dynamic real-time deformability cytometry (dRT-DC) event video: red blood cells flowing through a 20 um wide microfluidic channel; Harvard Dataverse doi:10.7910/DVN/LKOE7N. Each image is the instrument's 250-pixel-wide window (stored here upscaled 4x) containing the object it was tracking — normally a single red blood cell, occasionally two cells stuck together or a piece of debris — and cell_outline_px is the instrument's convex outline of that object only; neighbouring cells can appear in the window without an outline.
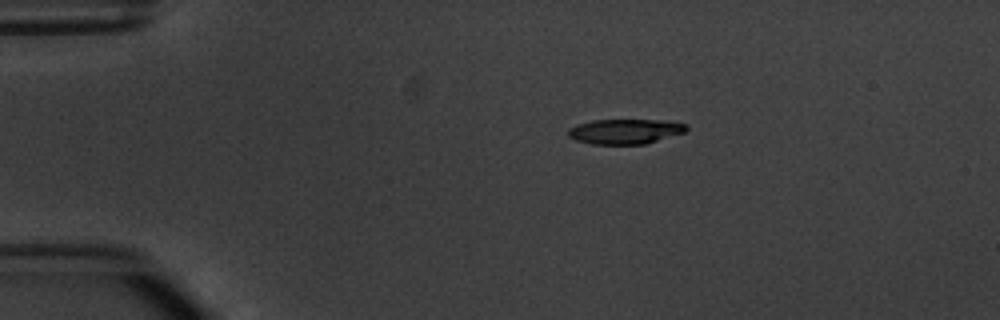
{"species": "common noctule bat (a hibernating species)", "species_latin": "Nyctalus noctula", "temperature_condition": "warm", "stored_images_in_passage": 3, "camera_frame_rate_fps": 3000, "um_per_image_px": 0.085, "animal": {"sex": "male", "body_mass_g": 20.1, "forearm_length_mm": 53.5}, "frame": {"image": 1, "passage_image": 1, "time_ms": 0.0, "image_size_px": [1000, 320], "cell_outline_px": [[688, 128], [684, 132], [644, 144], [592, 144], [576, 140], [568, 136], [568, 128], [576, 124], [592, 120], [660, 120], [684, 124]], "centroid_in_image_um": [53.06, 11.17], "position_along_channel_um": 31.9, "area_um2": 16.99}}
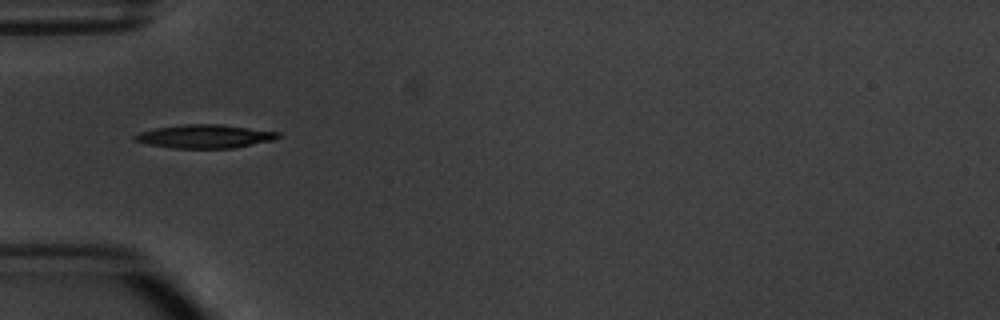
{"frame": {"image": 2, "passage_image": 3, "time_ms": 2.333, "image_size_px": [1000, 320], "cell_outline_px": [[280, 136], [276, 140], [232, 148], [172, 148], [148, 144], [132, 140], [132, 136], [136, 132], [152, 128], [184, 124], [220, 124], [280, 132]], "centroid_in_image_um": [17.35, 11.58], "position_along_channel_um": 67.6, "area_um2": 19.88}}